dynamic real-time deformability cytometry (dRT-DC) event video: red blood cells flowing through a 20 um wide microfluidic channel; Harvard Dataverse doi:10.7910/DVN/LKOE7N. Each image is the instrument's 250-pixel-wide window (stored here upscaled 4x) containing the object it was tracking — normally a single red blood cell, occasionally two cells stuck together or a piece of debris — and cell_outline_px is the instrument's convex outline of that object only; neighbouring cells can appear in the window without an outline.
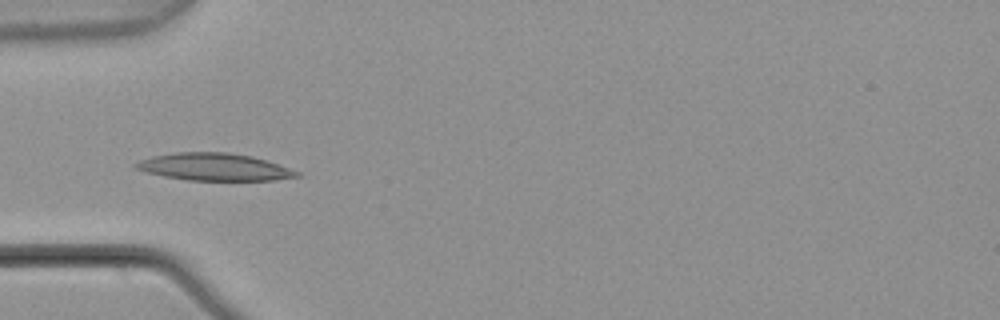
{"species": "common noctule bat (a hibernating species)", "species_latin": "Nyctalus noctula", "temperature_condition": "warm", "stored_images_in_passage": 5, "camera_frame_rate_fps": 3000, "um_per_image_px": 0.085, "animal": {"sex": "male", "body_mass_g": 21.5, "forearm_length_mm": 52.0}, "frame": {"image": 1, "passage_image": 5, "time_ms": 1.333, "image_size_px": [1000, 320], "cell_outline_px": [[300, 176], [276, 180], [188, 180], [164, 176], [148, 172], [136, 168], [132, 164], [140, 160], [152, 156], [176, 152], [228, 152], [252, 156], [300, 172]], "centroid_in_image_um": [18.19, 14.18], "position_along_channel_um": 66.8, "area_um2": 25.37}}